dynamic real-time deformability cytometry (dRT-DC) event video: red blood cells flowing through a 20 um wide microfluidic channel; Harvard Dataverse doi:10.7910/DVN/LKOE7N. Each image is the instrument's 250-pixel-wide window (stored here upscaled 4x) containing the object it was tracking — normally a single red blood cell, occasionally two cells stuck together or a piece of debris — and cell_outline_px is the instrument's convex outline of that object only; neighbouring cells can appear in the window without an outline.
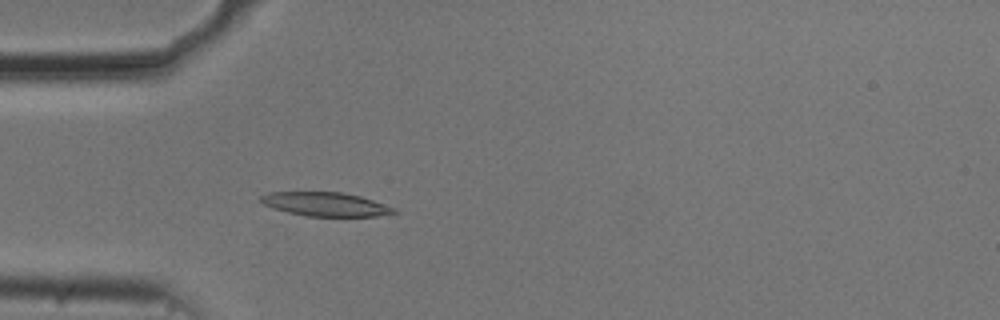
{"species": "common noctule bat (a hibernating species)", "species_latin": "Nyctalus noctula", "temperature_condition": "cold", "stored_images_in_passage": 50, "camera_frame_rate_fps": 3000, "um_per_image_px": 0.085, "animal": {"sex": "male", "body_mass_g": 20.5, "forearm_length_mm": 52.5}, "frame": {"image": 1, "passage_image": 12, "time_ms": 3.667, "image_size_px": [1000, 320], "cell_outline_px": [[400, 212], [376, 216], [304, 216], [272, 208], [264, 204], [260, 200], [260, 196], [268, 192], [340, 192], [360, 196], [396, 208]], "centroid_in_image_um": [27.67, 17.36], "position_along_channel_um": 57.3, "area_um2": 18.5}}
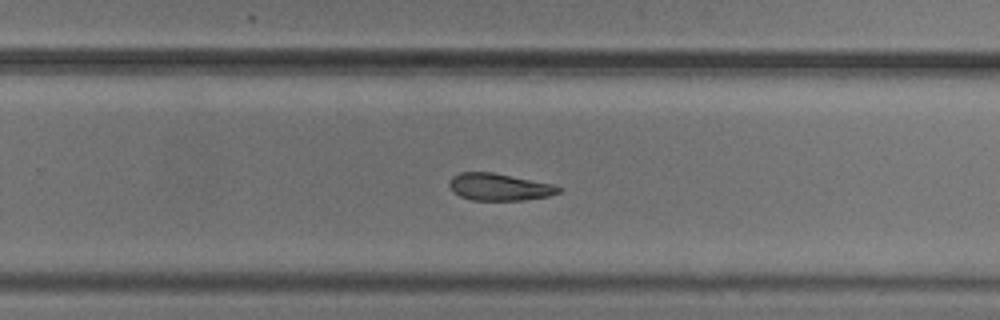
{"frame": {"image": 2, "passage_image": 31, "time_ms": 10.0, "image_size_px": [1000, 320], "cell_outline_px": [[564, 188], [560, 192], [548, 196], [524, 200], [472, 200], [460, 196], [452, 192], [448, 184], [448, 180], [452, 176], [460, 172], [492, 172], [552, 184]], "centroid_in_image_um": [42.4, 15.89], "position_along_channel_um": 287.4, "area_um2": 17.34}}
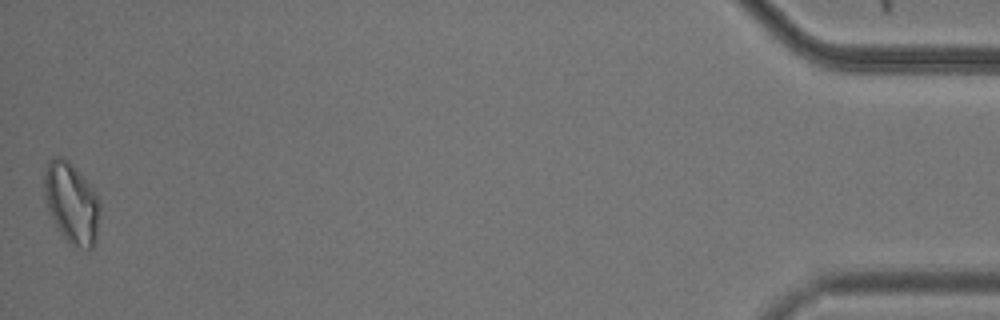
{"frame": {"image": 3, "passage_image": 50, "time_ms": 16.333, "image_size_px": [1000, 320], "cell_outline_px": [[100, 216], [96, 240], [92, 248], [80, 248], [68, 244], [60, 232], [48, 212], [44, 196], [44, 172], [48, 160], [56, 156], [60, 156], [68, 160], [84, 176], [100, 200]], "centroid_in_image_um": [6.08, 17.25], "position_along_channel_um": 429.1, "area_um2": 26.65}, "authors_computed_cell_mechanics": {"area_um2": 18.6983, "velocity_mm_per_s": 3.7008, "shape_relaxation_time_tau1_ms": 4.7744, "shape_relaxation_time_tau2_ms": 5.7154, "deformation_change_tau1": 0.1206, "deformation_change_tau2": 0.1376}}